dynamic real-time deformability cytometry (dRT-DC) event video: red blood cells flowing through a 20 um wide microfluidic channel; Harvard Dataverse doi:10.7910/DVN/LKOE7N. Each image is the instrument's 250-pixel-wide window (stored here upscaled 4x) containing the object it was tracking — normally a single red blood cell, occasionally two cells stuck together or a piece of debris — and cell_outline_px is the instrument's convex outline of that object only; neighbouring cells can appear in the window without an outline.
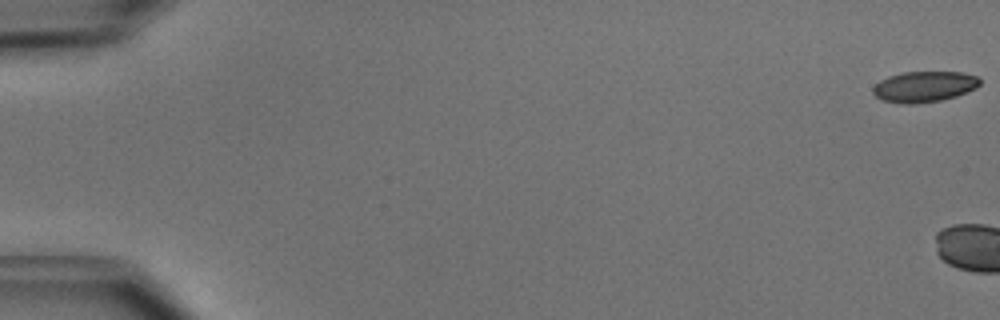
{"species": "common noctule bat (a hibernating species)", "species_latin": "Nyctalus noctula", "temperature_condition": "cold", "stored_images_in_passage": 4, "camera_frame_rate_fps": 3000, "um_per_image_px": 0.085, "animal": {"sex": "male", "body_mass_g": 15.6}, "frame": {"image": 1, "passage_image": 1, "time_ms": 0.0, "image_size_px": [1000, 320], "cell_outline_px": [[980, 84], [976, 88], [968, 92], [956, 96], [940, 100], [912, 104], [900, 104], [884, 100], [876, 96], [872, 92], [872, 88], [880, 80], [888, 76], [904, 72], [960, 72], [980, 76]], "centroid_in_image_um": [78.58, 7.36], "position_along_channel_um": 6.4, "area_um2": 19.25}}